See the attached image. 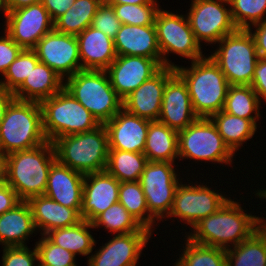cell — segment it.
Listing matches in <instances>:
<instances>
[{
    "label": "cell",
    "mask_w": 266,
    "mask_h": 266,
    "mask_svg": "<svg viewBox=\"0 0 266 266\" xmlns=\"http://www.w3.org/2000/svg\"><path fill=\"white\" fill-rule=\"evenodd\" d=\"M258 229L259 216L245 213L241 204L229 197L214 214L196 223L191 233L185 232V237L198 244L227 250Z\"/></svg>",
    "instance_id": "obj_1"
},
{
    "label": "cell",
    "mask_w": 266,
    "mask_h": 266,
    "mask_svg": "<svg viewBox=\"0 0 266 266\" xmlns=\"http://www.w3.org/2000/svg\"><path fill=\"white\" fill-rule=\"evenodd\" d=\"M175 72L186 83L198 117L210 118L223 110L230 84L210 56L191 62L190 67L177 65Z\"/></svg>",
    "instance_id": "obj_2"
},
{
    "label": "cell",
    "mask_w": 266,
    "mask_h": 266,
    "mask_svg": "<svg viewBox=\"0 0 266 266\" xmlns=\"http://www.w3.org/2000/svg\"><path fill=\"white\" fill-rule=\"evenodd\" d=\"M56 161L52 142L6 155V183L22 201L46 191L51 165Z\"/></svg>",
    "instance_id": "obj_3"
},
{
    "label": "cell",
    "mask_w": 266,
    "mask_h": 266,
    "mask_svg": "<svg viewBox=\"0 0 266 266\" xmlns=\"http://www.w3.org/2000/svg\"><path fill=\"white\" fill-rule=\"evenodd\" d=\"M47 141L40 103L14 99L0 123V152L8 155L35 148Z\"/></svg>",
    "instance_id": "obj_4"
},
{
    "label": "cell",
    "mask_w": 266,
    "mask_h": 266,
    "mask_svg": "<svg viewBox=\"0 0 266 266\" xmlns=\"http://www.w3.org/2000/svg\"><path fill=\"white\" fill-rule=\"evenodd\" d=\"M56 160L84 175L106 169L109 151L104 124L96 129L59 137L52 141Z\"/></svg>",
    "instance_id": "obj_5"
},
{
    "label": "cell",
    "mask_w": 266,
    "mask_h": 266,
    "mask_svg": "<svg viewBox=\"0 0 266 266\" xmlns=\"http://www.w3.org/2000/svg\"><path fill=\"white\" fill-rule=\"evenodd\" d=\"M64 81V88L100 124L111 120L123 108V100L111 86L106 70H81Z\"/></svg>",
    "instance_id": "obj_6"
},
{
    "label": "cell",
    "mask_w": 266,
    "mask_h": 266,
    "mask_svg": "<svg viewBox=\"0 0 266 266\" xmlns=\"http://www.w3.org/2000/svg\"><path fill=\"white\" fill-rule=\"evenodd\" d=\"M43 131L48 141L77 133L89 132L101 124L64 87L40 102Z\"/></svg>",
    "instance_id": "obj_7"
},
{
    "label": "cell",
    "mask_w": 266,
    "mask_h": 266,
    "mask_svg": "<svg viewBox=\"0 0 266 266\" xmlns=\"http://www.w3.org/2000/svg\"><path fill=\"white\" fill-rule=\"evenodd\" d=\"M219 47L210 55L230 85H251L259 59L253 35L249 30L237 29L224 36Z\"/></svg>",
    "instance_id": "obj_8"
},
{
    "label": "cell",
    "mask_w": 266,
    "mask_h": 266,
    "mask_svg": "<svg viewBox=\"0 0 266 266\" xmlns=\"http://www.w3.org/2000/svg\"><path fill=\"white\" fill-rule=\"evenodd\" d=\"M178 155V160L232 165L235 154L224 143L213 121L198 117L185 129L178 131Z\"/></svg>",
    "instance_id": "obj_9"
},
{
    "label": "cell",
    "mask_w": 266,
    "mask_h": 266,
    "mask_svg": "<svg viewBox=\"0 0 266 266\" xmlns=\"http://www.w3.org/2000/svg\"><path fill=\"white\" fill-rule=\"evenodd\" d=\"M158 45L162 66L175 68L177 65L167 59L166 54L174 53L190 59L191 62L203 58L201 44L197 41L186 15H179L160 9L155 18Z\"/></svg>",
    "instance_id": "obj_10"
},
{
    "label": "cell",
    "mask_w": 266,
    "mask_h": 266,
    "mask_svg": "<svg viewBox=\"0 0 266 266\" xmlns=\"http://www.w3.org/2000/svg\"><path fill=\"white\" fill-rule=\"evenodd\" d=\"M174 164L160 161L148 162L139 180L148 211L158 222L169 215L176 188L180 184Z\"/></svg>",
    "instance_id": "obj_11"
},
{
    "label": "cell",
    "mask_w": 266,
    "mask_h": 266,
    "mask_svg": "<svg viewBox=\"0 0 266 266\" xmlns=\"http://www.w3.org/2000/svg\"><path fill=\"white\" fill-rule=\"evenodd\" d=\"M190 5L186 16L200 44L202 41L217 44L224 36L237 30L231 17L229 0H191Z\"/></svg>",
    "instance_id": "obj_12"
},
{
    "label": "cell",
    "mask_w": 266,
    "mask_h": 266,
    "mask_svg": "<svg viewBox=\"0 0 266 266\" xmlns=\"http://www.w3.org/2000/svg\"><path fill=\"white\" fill-rule=\"evenodd\" d=\"M221 189L215 192L206 184L185 183L177 186L173 205L169 215L166 218H179L180 222L187 223L191 228L201 219L214 214L229 198L219 193ZM181 219V220H180Z\"/></svg>",
    "instance_id": "obj_13"
},
{
    "label": "cell",
    "mask_w": 266,
    "mask_h": 266,
    "mask_svg": "<svg viewBox=\"0 0 266 266\" xmlns=\"http://www.w3.org/2000/svg\"><path fill=\"white\" fill-rule=\"evenodd\" d=\"M54 29V22L41 2L7 12L4 31L22 49H34Z\"/></svg>",
    "instance_id": "obj_14"
},
{
    "label": "cell",
    "mask_w": 266,
    "mask_h": 266,
    "mask_svg": "<svg viewBox=\"0 0 266 266\" xmlns=\"http://www.w3.org/2000/svg\"><path fill=\"white\" fill-rule=\"evenodd\" d=\"M33 50L39 62L53 69L63 80L82 70L78 40L74 35L53 29L38 41Z\"/></svg>",
    "instance_id": "obj_15"
},
{
    "label": "cell",
    "mask_w": 266,
    "mask_h": 266,
    "mask_svg": "<svg viewBox=\"0 0 266 266\" xmlns=\"http://www.w3.org/2000/svg\"><path fill=\"white\" fill-rule=\"evenodd\" d=\"M152 232L144 228L141 232L117 234L88 256V266H137L143 249L148 245Z\"/></svg>",
    "instance_id": "obj_16"
},
{
    "label": "cell",
    "mask_w": 266,
    "mask_h": 266,
    "mask_svg": "<svg viewBox=\"0 0 266 266\" xmlns=\"http://www.w3.org/2000/svg\"><path fill=\"white\" fill-rule=\"evenodd\" d=\"M162 67L156 59L136 55H117L106 71L111 86L119 97L124 100Z\"/></svg>",
    "instance_id": "obj_17"
},
{
    "label": "cell",
    "mask_w": 266,
    "mask_h": 266,
    "mask_svg": "<svg viewBox=\"0 0 266 266\" xmlns=\"http://www.w3.org/2000/svg\"><path fill=\"white\" fill-rule=\"evenodd\" d=\"M175 68L163 66L123 100V108L140 118L159 119L166 82L175 74Z\"/></svg>",
    "instance_id": "obj_18"
},
{
    "label": "cell",
    "mask_w": 266,
    "mask_h": 266,
    "mask_svg": "<svg viewBox=\"0 0 266 266\" xmlns=\"http://www.w3.org/2000/svg\"><path fill=\"white\" fill-rule=\"evenodd\" d=\"M120 182L106 170L84 176L80 216L92 222L119 200Z\"/></svg>",
    "instance_id": "obj_19"
},
{
    "label": "cell",
    "mask_w": 266,
    "mask_h": 266,
    "mask_svg": "<svg viewBox=\"0 0 266 266\" xmlns=\"http://www.w3.org/2000/svg\"><path fill=\"white\" fill-rule=\"evenodd\" d=\"M197 118L198 116L192 108L187 85L175 73L166 82L158 121L178 132L185 129Z\"/></svg>",
    "instance_id": "obj_20"
},
{
    "label": "cell",
    "mask_w": 266,
    "mask_h": 266,
    "mask_svg": "<svg viewBox=\"0 0 266 266\" xmlns=\"http://www.w3.org/2000/svg\"><path fill=\"white\" fill-rule=\"evenodd\" d=\"M150 120L133 115L122 108L104 125L109 149L143 153Z\"/></svg>",
    "instance_id": "obj_21"
},
{
    "label": "cell",
    "mask_w": 266,
    "mask_h": 266,
    "mask_svg": "<svg viewBox=\"0 0 266 266\" xmlns=\"http://www.w3.org/2000/svg\"><path fill=\"white\" fill-rule=\"evenodd\" d=\"M84 176L56 160L51 165L44 195L65 207L74 208L80 214Z\"/></svg>",
    "instance_id": "obj_22"
},
{
    "label": "cell",
    "mask_w": 266,
    "mask_h": 266,
    "mask_svg": "<svg viewBox=\"0 0 266 266\" xmlns=\"http://www.w3.org/2000/svg\"><path fill=\"white\" fill-rule=\"evenodd\" d=\"M114 47L120 56H144L156 59L162 65L155 24L133 26L122 24L114 39Z\"/></svg>",
    "instance_id": "obj_23"
},
{
    "label": "cell",
    "mask_w": 266,
    "mask_h": 266,
    "mask_svg": "<svg viewBox=\"0 0 266 266\" xmlns=\"http://www.w3.org/2000/svg\"><path fill=\"white\" fill-rule=\"evenodd\" d=\"M82 70H106L116 59L114 40L89 26L76 36Z\"/></svg>",
    "instance_id": "obj_24"
},
{
    "label": "cell",
    "mask_w": 266,
    "mask_h": 266,
    "mask_svg": "<svg viewBox=\"0 0 266 266\" xmlns=\"http://www.w3.org/2000/svg\"><path fill=\"white\" fill-rule=\"evenodd\" d=\"M37 230L41 235L48 232L76 225L82 220L74 208L65 207L46 195L33 196L27 200Z\"/></svg>",
    "instance_id": "obj_25"
},
{
    "label": "cell",
    "mask_w": 266,
    "mask_h": 266,
    "mask_svg": "<svg viewBox=\"0 0 266 266\" xmlns=\"http://www.w3.org/2000/svg\"><path fill=\"white\" fill-rule=\"evenodd\" d=\"M64 87V80L50 67L38 62L32 67L29 76L13 92L15 99L20 101L41 102L57 94Z\"/></svg>",
    "instance_id": "obj_26"
},
{
    "label": "cell",
    "mask_w": 266,
    "mask_h": 266,
    "mask_svg": "<svg viewBox=\"0 0 266 266\" xmlns=\"http://www.w3.org/2000/svg\"><path fill=\"white\" fill-rule=\"evenodd\" d=\"M35 232L37 228L27 201L0 215V245L3 247L27 246L26 240Z\"/></svg>",
    "instance_id": "obj_27"
},
{
    "label": "cell",
    "mask_w": 266,
    "mask_h": 266,
    "mask_svg": "<svg viewBox=\"0 0 266 266\" xmlns=\"http://www.w3.org/2000/svg\"><path fill=\"white\" fill-rule=\"evenodd\" d=\"M149 162L174 163L178 155V132L157 121H150L143 152Z\"/></svg>",
    "instance_id": "obj_28"
},
{
    "label": "cell",
    "mask_w": 266,
    "mask_h": 266,
    "mask_svg": "<svg viewBox=\"0 0 266 266\" xmlns=\"http://www.w3.org/2000/svg\"><path fill=\"white\" fill-rule=\"evenodd\" d=\"M94 229L91 222L82 219L76 225L54 229L45 236L55 245L70 251L72 254L90 256L96 240L90 234ZM78 253V254H77Z\"/></svg>",
    "instance_id": "obj_29"
},
{
    "label": "cell",
    "mask_w": 266,
    "mask_h": 266,
    "mask_svg": "<svg viewBox=\"0 0 266 266\" xmlns=\"http://www.w3.org/2000/svg\"><path fill=\"white\" fill-rule=\"evenodd\" d=\"M210 119L216 125L224 143L235 154L243 143L252 139L257 126L250 120L231 115L223 110L213 114Z\"/></svg>",
    "instance_id": "obj_30"
},
{
    "label": "cell",
    "mask_w": 266,
    "mask_h": 266,
    "mask_svg": "<svg viewBox=\"0 0 266 266\" xmlns=\"http://www.w3.org/2000/svg\"><path fill=\"white\" fill-rule=\"evenodd\" d=\"M103 0H76L75 3L54 21V30L68 35H79L91 26L93 16Z\"/></svg>",
    "instance_id": "obj_31"
},
{
    "label": "cell",
    "mask_w": 266,
    "mask_h": 266,
    "mask_svg": "<svg viewBox=\"0 0 266 266\" xmlns=\"http://www.w3.org/2000/svg\"><path fill=\"white\" fill-rule=\"evenodd\" d=\"M227 266H266V235L256 230L240 244L226 250Z\"/></svg>",
    "instance_id": "obj_32"
},
{
    "label": "cell",
    "mask_w": 266,
    "mask_h": 266,
    "mask_svg": "<svg viewBox=\"0 0 266 266\" xmlns=\"http://www.w3.org/2000/svg\"><path fill=\"white\" fill-rule=\"evenodd\" d=\"M148 162L144 153L109 149L105 170L119 182L139 181Z\"/></svg>",
    "instance_id": "obj_33"
},
{
    "label": "cell",
    "mask_w": 266,
    "mask_h": 266,
    "mask_svg": "<svg viewBox=\"0 0 266 266\" xmlns=\"http://www.w3.org/2000/svg\"><path fill=\"white\" fill-rule=\"evenodd\" d=\"M261 102L251 85H230L223 111L244 119H250L257 127ZM254 114V116H253Z\"/></svg>",
    "instance_id": "obj_34"
},
{
    "label": "cell",
    "mask_w": 266,
    "mask_h": 266,
    "mask_svg": "<svg viewBox=\"0 0 266 266\" xmlns=\"http://www.w3.org/2000/svg\"><path fill=\"white\" fill-rule=\"evenodd\" d=\"M119 203L144 227L152 233L156 219L149 213L146 198L139 181L120 182Z\"/></svg>",
    "instance_id": "obj_35"
},
{
    "label": "cell",
    "mask_w": 266,
    "mask_h": 266,
    "mask_svg": "<svg viewBox=\"0 0 266 266\" xmlns=\"http://www.w3.org/2000/svg\"><path fill=\"white\" fill-rule=\"evenodd\" d=\"M185 246L174 266H227L226 250L195 243L184 238Z\"/></svg>",
    "instance_id": "obj_36"
},
{
    "label": "cell",
    "mask_w": 266,
    "mask_h": 266,
    "mask_svg": "<svg viewBox=\"0 0 266 266\" xmlns=\"http://www.w3.org/2000/svg\"><path fill=\"white\" fill-rule=\"evenodd\" d=\"M91 223L93 228L104 227L114 235L141 232L144 229L119 202L99 214Z\"/></svg>",
    "instance_id": "obj_37"
},
{
    "label": "cell",
    "mask_w": 266,
    "mask_h": 266,
    "mask_svg": "<svg viewBox=\"0 0 266 266\" xmlns=\"http://www.w3.org/2000/svg\"><path fill=\"white\" fill-rule=\"evenodd\" d=\"M229 3L237 29H252L253 25L266 20V0H229Z\"/></svg>",
    "instance_id": "obj_38"
},
{
    "label": "cell",
    "mask_w": 266,
    "mask_h": 266,
    "mask_svg": "<svg viewBox=\"0 0 266 266\" xmlns=\"http://www.w3.org/2000/svg\"><path fill=\"white\" fill-rule=\"evenodd\" d=\"M39 62L36 52L33 49H23L18 57L10 64L4 74V81L0 84L8 91L14 92L29 76L32 67Z\"/></svg>",
    "instance_id": "obj_39"
},
{
    "label": "cell",
    "mask_w": 266,
    "mask_h": 266,
    "mask_svg": "<svg viewBox=\"0 0 266 266\" xmlns=\"http://www.w3.org/2000/svg\"><path fill=\"white\" fill-rule=\"evenodd\" d=\"M113 6L116 16L122 24L133 26L154 25L158 4H109Z\"/></svg>",
    "instance_id": "obj_40"
},
{
    "label": "cell",
    "mask_w": 266,
    "mask_h": 266,
    "mask_svg": "<svg viewBox=\"0 0 266 266\" xmlns=\"http://www.w3.org/2000/svg\"><path fill=\"white\" fill-rule=\"evenodd\" d=\"M38 251V266H77L76 256L55 245L45 235L35 242Z\"/></svg>",
    "instance_id": "obj_41"
},
{
    "label": "cell",
    "mask_w": 266,
    "mask_h": 266,
    "mask_svg": "<svg viewBox=\"0 0 266 266\" xmlns=\"http://www.w3.org/2000/svg\"><path fill=\"white\" fill-rule=\"evenodd\" d=\"M122 23L119 21L115 14L112 5L102 3L97 12L93 16L91 26L95 29L102 31L111 39H115L117 32L120 30Z\"/></svg>",
    "instance_id": "obj_42"
},
{
    "label": "cell",
    "mask_w": 266,
    "mask_h": 266,
    "mask_svg": "<svg viewBox=\"0 0 266 266\" xmlns=\"http://www.w3.org/2000/svg\"><path fill=\"white\" fill-rule=\"evenodd\" d=\"M34 247L32 251L28 246L2 247V266H35V262H38V251Z\"/></svg>",
    "instance_id": "obj_43"
},
{
    "label": "cell",
    "mask_w": 266,
    "mask_h": 266,
    "mask_svg": "<svg viewBox=\"0 0 266 266\" xmlns=\"http://www.w3.org/2000/svg\"><path fill=\"white\" fill-rule=\"evenodd\" d=\"M4 35L0 37V74L2 76L23 50L5 31Z\"/></svg>",
    "instance_id": "obj_44"
},
{
    "label": "cell",
    "mask_w": 266,
    "mask_h": 266,
    "mask_svg": "<svg viewBox=\"0 0 266 266\" xmlns=\"http://www.w3.org/2000/svg\"><path fill=\"white\" fill-rule=\"evenodd\" d=\"M251 87L261 99L266 101V58H259L254 70Z\"/></svg>",
    "instance_id": "obj_45"
},
{
    "label": "cell",
    "mask_w": 266,
    "mask_h": 266,
    "mask_svg": "<svg viewBox=\"0 0 266 266\" xmlns=\"http://www.w3.org/2000/svg\"><path fill=\"white\" fill-rule=\"evenodd\" d=\"M22 200L6 182L0 184V215L14 208Z\"/></svg>",
    "instance_id": "obj_46"
},
{
    "label": "cell",
    "mask_w": 266,
    "mask_h": 266,
    "mask_svg": "<svg viewBox=\"0 0 266 266\" xmlns=\"http://www.w3.org/2000/svg\"><path fill=\"white\" fill-rule=\"evenodd\" d=\"M76 0H41L43 6L47 9L51 20L54 22L63 15Z\"/></svg>",
    "instance_id": "obj_47"
},
{
    "label": "cell",
    "mask_w": 266,
    "mask_h": 266,
    "mask_svg": "<svg viewBox=\"0 0 266 266\" xmlns=\"http://www.w3.org/2000/svg\"><path fill=\"white\" fill-rule=\"evenodd\" d=\"M253 26L255 32L251 29L248 30L254 37L259 58H266V20Z\"/></svg>",
    "instance_id": "obj_48"
},
{
    "label": "cell",
    "mask_w": 266,
    "mask_h": 266,
    "mask_svg": "<svg viewBox=\"0 0 266 266\" xmlns=\"http://www.w3.org/2000/svg\"><path fill=\"white\" fill-rule=\"evenodd\" d=\"M13 93L6 90L1 84H0V123L4 117L5 111L8 107V105L14 100Z\"/></svg>",
    "instance_id": "obj_49"
},
{
    "label": "cell",
    "mask_w": 266,
    "mask_h": 266,
    "mask_svg": "<svg viewBox=\"0 0 266 266\" xmlns=\"http://www.w3.org/2000/svg\"><path fill=\"white\" fill-rule=\"evenodd\" d=\"M5 6L8 11L15 10L24 6L37 4L41 2V0H4Z\"/></svg>",
    "instance_id": "obj_50"
},
{
    "label": "cell",
    "mask_w": 266,
    "mask_h": 266,
    "mask_svg": "<svg viewBox=\"0 0 266 266\" xmlns=\"http://www.w3.org/2000/svg\"><path fill=\"white\" fill-rule=\"evenodd\" d=\"M106 4H159L157 0H103Z\"/></svg>",
    "instance_id": "obj_51"
},
{
    "label": "cell",
    "mask_w": 266,
    "mask_h": 266,
    "mask_svg": "<svg viewBox=\"0 0 266 266\" xmlns=\"http://www.w3.org/2000/svg\"><path fill=\"white\" fill-rule=\"evenodd\" d=\"M6 182V155L0 152V184Z\"/></svg>",
    "instance_id": "obj_52"
},
{
    "label": "cell",
    "mask_w": 266,
    "mask_h": 266,
    "mask_svg": "<svg viewBox=\"0 0 266 266\" xmlns=\"http://www.w3.org/2000/svg\"><path fill=\"white\" fill-rule=\"evenodd\" d=\"M259 229L266 235V220H264V217H259Z\"/></svg>",
    "instance_id": "obj_53"
},
{
    "label": "cell",
    "mask_w": 266,
    "mask_h": 266,
    "mask_svg": "<svg viewBox=\"0 0 266 266\" xmlns=\"http://www.w3.org/2000/svg\"><path fill=\"white\" fill-rule=\"evenodd\" d=\"M256 196L261 198V199H265L266 200V189H259L258 191H255Z\"/></svg>",
    "instance_id": "obj_54"
},
{
    "label": "cell",
    "mask_w": 266,
    "mask_h": 266,
    "mask_svg": "<svg viewBox=\"0 0 266 266\" xmlns=\"http://www.w3.org/2000/svg\"><path fill=\"white\" fill-rule=\"evenodd\" d=\"M0 11H3L2 14H4L5 18H7V9L4 0H0Z\"/></svg>",
    "instance_id": "obj_55"
}]
</instances>
